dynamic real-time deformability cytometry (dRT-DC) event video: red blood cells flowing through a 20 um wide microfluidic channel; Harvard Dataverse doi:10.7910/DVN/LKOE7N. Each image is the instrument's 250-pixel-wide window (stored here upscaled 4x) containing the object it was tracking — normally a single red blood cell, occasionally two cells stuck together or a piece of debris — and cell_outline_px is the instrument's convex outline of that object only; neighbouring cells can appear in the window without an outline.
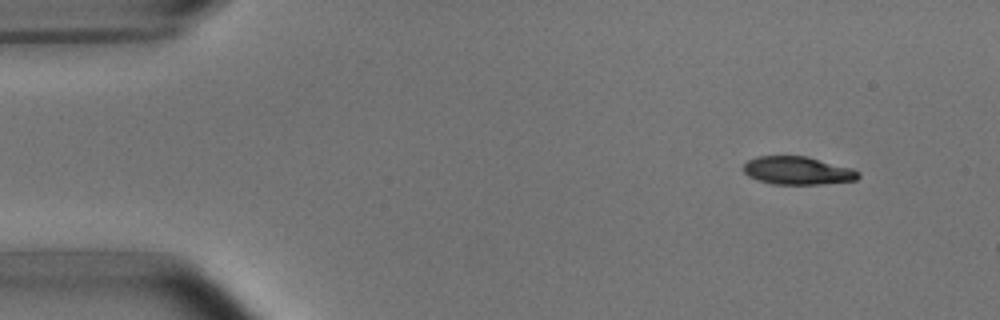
{"species": "common noctule bat (a hibernating species)", "species_latin": "Nyctalus noctula", "temperature_condition": "room temperature", "stored_images_in_passage": 3, "camera_frame_rate_fps": 3000, "um_per_image_px": 0.085, "animal": {"sex": "male", "body_mass_g": 15.6}, "frame": {"image": 1, "passage_image": 1, "time_ms": 0.0, "image_size_px": [1000, 320], "cell_outline_px": [[860, 176], [856, 180], [820, 184], [772, 184], [756, 180], [748, 176], [744, 172], [744, 164], [748, 160], [756, 156], [808, 156], [852, 168], [860, 172]], "centroid_in_image_um": [67.79, 14.5], "position_along_channel_um": 17.2, "area_um2": 18.9}}